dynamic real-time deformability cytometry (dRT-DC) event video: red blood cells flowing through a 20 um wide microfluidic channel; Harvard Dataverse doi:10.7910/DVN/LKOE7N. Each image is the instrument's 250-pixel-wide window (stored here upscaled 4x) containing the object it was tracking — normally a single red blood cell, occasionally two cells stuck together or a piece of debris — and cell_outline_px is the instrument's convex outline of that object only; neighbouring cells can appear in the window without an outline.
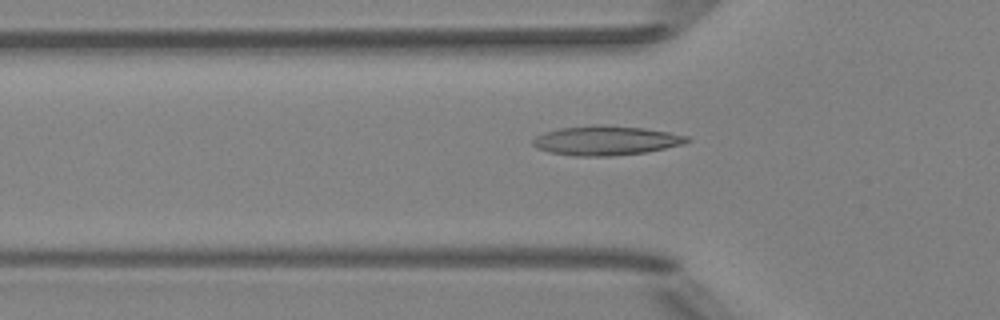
{"species": "Egyptian fruit bat (a non-hibernating species)", "species_latin": "Rousettus aegyptiacus", "temperature_condition": "room temperature", "stored_images_in_passage": 46, "camera_frame_rate_fps": 3000, "um_per_image_px": 0.085, "animal": {"sex": "female"}, "frame": {"image": 1, "passage_image": 12, "time_ms": 3.667, "image_size_px": [1000, 320], "cell_outline_px": [[692, 140], [684, 144], [644, 152], [612, 156], [572, 156], [548, 152], [536, 148], [532, 144], [532, 140], [536, 136], [544, 132], [560, 128], [596, 124], [600, 124], [644, 128], [668, 132], [688, 136]], "centroid_in_image_um": [51.47, 11.94], "position_along_channel_um": 74.3, "area_um2": 26.53}}
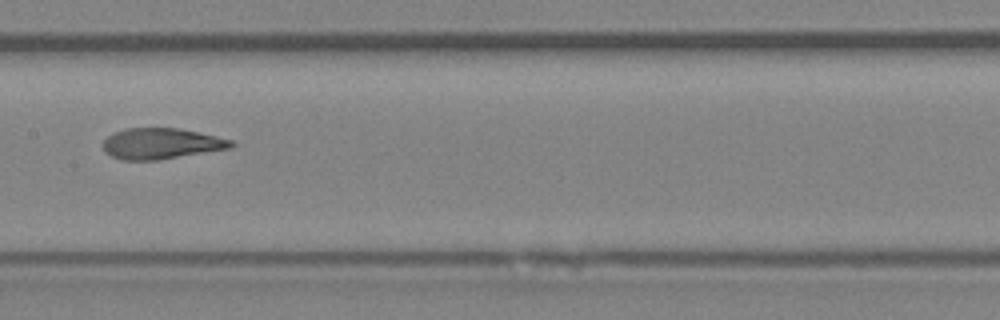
{"frame": {"image": 2, "passage_image": 21, "time_ms": 6.667, "image_size_px": [1000, 320], "cell_outline_px": [[236, 144], [232, 148], [156, 160], [124, 160], [112, 156], [104, 152], [104, 140], [112, 132], [124, 128], [176, 128], [216, 136], [232, 140]], "centroid_in_image_um": [13.69, 12.2], "position_along_channel_um": 193.7, "area_um2": 22.95}}
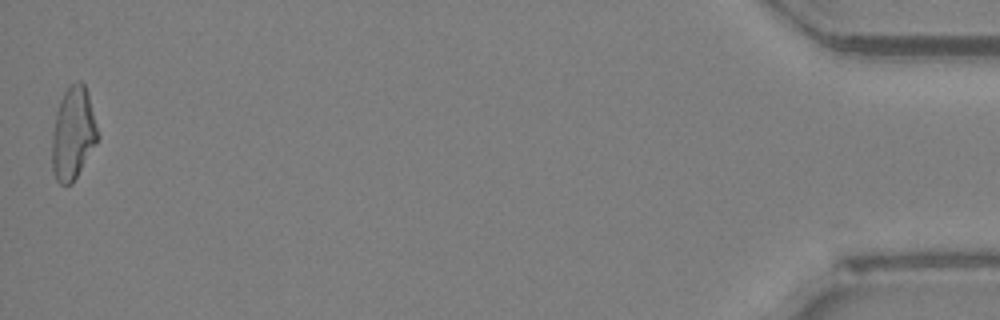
{"frame": {"image": 3, "passage_image": 46, "time_ms": 15.0, "image_size_px": [1000, 320], "cell_outline_px": [[100, 136], [96, 144], [72, 184], [60, 184], [56, 180], [52, 172], [52, 132], [56, 112], [60, 100], [64, 92], [76, 80], [80, 80], [84, 84], [88, 92]], "centroid_in_image_um": [6.21, 11.34], "position_along_channel_um": 429.0, "area_um2": 24.85}, "authors_computed_cell_mechanics": {"area_um2": 23.6402, "velocity_mm_per_s": 3.9888, "shape_relaxation_time_tau1_ms": null, "shape_relaxation_time_tau2_ms": 1.6024, "deformation_change_tau1": null, "deformation_change_tau2": 0.0875}}